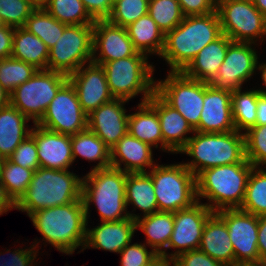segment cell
<instances>
[{"mask_svg": "<svg viewBox=\"0 0 266 266\" xmlns=\"http://www.w3.org/2000/svg\"><path fill=\"white\" fill-rule=\"evenodd\" d=\"M222 35L217 12L184 16L182 22L165 34L164 48L159 56L171 68L182 72L207 44Z\"/></svg>", "mask_w": 266, "mask_h": 266, "instance_id": "cell-1", "label": "cell"}, {"mask_svg": "<svg viewBox=\"0 0 266 266\" xmlns=\"http://www.w3.org/2000/svg\"><path fill=\"white\" fill-rule=\"evenodd\" d=\"M82 181V200L84 202L86 221L90 217V205L97 208L101 221H122L126 218L133 220L141 217L127 211L126 178L127 173L115 167L90 170Z\"/></svg>", "mask_w": 266, "mask_h": 266, "instance_id": "cell-2", "label": "cell"}, {"mask_svg": "<svg viewBox=\"0 0 266 266\" xmlns=\"http://www.w3.org/2000/svg\"><path fill=\"white\" fill-rule=\"evenodd\" d=\"M29 218L43 236L42 241L45 244H51L66 255H72L79 246H82L83 252L87 221L82 199L62 206L40 209Z\"/></svg>", "mask_w": 266, "mask_h": 266, "instance_id": "cell-3", "label": "cell"}, {"mask_svg": "<svg viewBox=\"0 0 266 266\" xmlns=\"http://www.w3.org/2000/svg\"><path fill=\"white\" fill-rule=\"evenodd\" d=\"M254 166L245 158L240 163L203 170L196 177L197 199L213 212L240 208L245 198L247 182Z\"/></svg>", "mask_w": 266, "mask_h": 266, "instance_id": "cell-4", "label": "cell"}, {"mask_svg": "<svg viewBox=\"0 0 266 266\" xmlns=\"http://www.w3.org/2000/svg\"><path fill=\"white\" fill-rule=\"evenodd\" d=\"M82 181L69 170L39 167L34 171L25 194L16 203V210L28 216L45 208L62 206L82 199Z\"/></svg>", "mask_w": 266, "mask_h": 266, "instance_id": "cell-5", "label": "cell"}, {"mask_svg": "<svg viewBox=\"0 0 266 266\" xmlns=\"http://www.w3.org/2000/svg\"><path fill=\"white\" fill-rule=\"evenodd\" d=\"M192 159L183 164L197 177L203 170L240 163L245 159L244 133H203L194 131L178 152Z\"/></svg>", "mask_w": 266, "mask_h": 266, "instance_id": "cell-6", "label": "cell"}, {"mask_svg": "<svg viewBox=\"0 0 266 266\" xmlns=\"http://www.w3.org/2000/svg\"><path fill=\"white\" fill-rule=\"evenodd\" d=\"M148 56L138 52L136 55L102 64L109 90L115 99L130 101L138 94L143 95L141 103L154 93V65L148 63Z\"/></svg>", "mask_w": 266, "mask_h": 266, "instance_id": "cell-7", "label": "cell"}, {"mask_svg": "<svg viewBox=\"0 0 266 266\" xmlns=\"http://www.w3.org/2000/svg\"><path fill=\"white\" fill-rule=\"evenodd\" d=\"M148 171L158 211L174 213L198 202L196 176L183 163L156 164Z\"/></svg>", "mask_w": 266, "mask_h": 266, "instance_id": "cell-8", "label": "cell"}, {"mask_svg": "<svg viewBox=\"0 0 266 266\" xmlns=\"http://www.w3.org/2000/svg\"><path fill=\"white\" fill-rule=\"evenodd\" d=\"M68 81L64 73L37 70L26 82L10 93V104L37 124L44 116L51 100Z\"/></svg>", "mask_w": 266, "mask_h": 266, "instance_id": "cell-9", "label": "cell"}, {"mask_svg": "<svg viewBox=\"0 0 266 266\" xmlns=\"http://www.w3.org/2000/svg\"><path fill=\"white\" fill-rule=\"evenodd\" d=\"M222 34L233 42H263L266 38V17L252 1L223 0L216 5Z\"/></svg>", "mask_w": 266, "mask_h": 266, "instance_id": "cell-10", "label": "cell"}, {"mask_svg": "<svg viewBox=\"0 0 266 266\" xmlns=\"http://www.w3.org/2000/svg\"><path fill=\"white\" fill-rule=\"evenodd\" d=\"M93 24L68 25L56 44L49 49L47 70L69 76L92 62Z\"/></svg>", "mask_w": 266, "mask_h": 266, "instance_id": "cell-11", "label": "cell"}, {"mask_svg": "<svg viewBox=\"0 0 266 266\" xmlns=\"http://www.w3.org/2000/svg\"><path fill=\"white\" fill-rule=\"evenodd\" d=\"M155 92L176 109L194 131L199 132L204 82L189 78L183 72L168 71L166 79L156 81Z\"/></svg>", "mask_w": 266, "mask_h": 266, "instance_id": "cell-12", "label": "cell"}, {"mask_svg": "<svg viewBox=\"0 0 266 266\" xmlns=\"http://www.w3.org/2000/svg\"><path fill=\"white\" fill-rule=\"evenodd\" d=\"M87 116L81 108L75 88L68 80L51 100L37 125L72 136L87 129Z\"/></svg>", "mask_w": 266, "mask_h": 266, "instance_id": "cell-13", "label": "cell"}, {"mask_svg": "<svg viewBox=\"0 0 266 266\" xmlns=\"http://www.w3.org/2000/svg\"><path fill=\"white\" fill-rule=\"evenodd\" d=\"M225 222L234 250L235 264L262 266L258 251V216L240 208L216 212Z\"/></svg>", "mask_w": 266, "mask_h": 266, "instance_id": "cell-14", "label": "cell"}, {"mask_svg": "<svg viewBox=\"0 0 266 266\" xmlns=\"http://www.w3.org/2000/svg\"><path fill=\"white\" fill-rule=\"evenodd\" d=\"M258 44L232 42L216 76L209 82L215 89L230 93L242 89L257 70L259 59L254 46Z\"/></svg>", "mask_w": 266, "mask_h": 266, "instance_id": "cell-15", "label": "cell"}, {"mask_svg": "<svg viewBox=\"0 0 266 266\" xmlns=\"http://www.w3.org/2000/svg\"><path fill=\"white\" fill-rule=\"evenodd\" d=\"M212 213L201 200L187 209L174 212V229L167 250H176L166 253V257L173 260L184 252L199 249L204 226Z\"/></svg>", "mask_w": 266, "mask_h": 266, "instance_id": "cell-16", "label": "cell"}, {"mask_svg": "<svg viewBox=\"0 0 266 266\" xmlns=\"http://www.w3.org/2000/svg\"><path fill=\"white\" fill-rule=\"evenodd\" d=\"M138 51L128 36L126 27L117 26L107 19L95 20L93 24L92 62H106L136 55Z\"/></svg>", "mask_w": 266, "mask_h": 266, "instance_id": "cell-17", "label": "cell"}, {"mask_svg": "<svg viewBox=\"0 0 266 266\" xmlns=\"http://www.w3.org/2000/svg\"><path fill=\"white\" fill-rule=\"evenodd\" d=\"M76 90L83 111L89 115L102 104L114 99L101 65L89 62L68 76Z\"/></svg>", "mask_w": 266, "mask_h": 266, "instance_id": "cell-18", "label": "cell"}, {"mask_svg": "<svg viewBox=\"0 0 266 266\" xmlns=\"http://www.w3.org/2000/svg\"><path fill=\"white\" fill-rule=\"evenodd\" d=\"M124 99L102 104L87 116V128L111 148L128 132V117Z\"/></svg>", "mask_w": 266, "mask_h": 266, "instance_id": "cell-19", "label": "cell"}, {"mask_svg": "<svg viewBox=\"0 0 266 266\" xmlns=\"http://www.w3.org/2000/svg\"><path fill=\"white\" fill-rule=\"evenodd\" d=\"M33 126L30 135L36 142L40 167L69 170L70 165L74 163L71 136L45 129L37 124Z\"/></svg>", "mask_w": 266, "mask_h": 266, "instance_id": "cell-20", "label": "cell"}, {"mask_svg": "<svg viewBox=\"0 0 266 266\" xmlns=\"http://www.w3.org/2000/svg\"><path fill=\"white\" fill-rule=\"evenodd\" d=\"M232 93L217 90L204 82V101L199 121V132L224 133L235 130L231 108Z\"/></svg>", "mask_w": 266, "mask_h": 266, "instance_id": "cell-21", "label": "cell"}, {"mask_svg": "<svg viewBox=\"0 0 266 266\" xmlns=\"http://www.w3.org/2000/svg\"><path fill=\"white\" fill-rule=\"evenodd\" d=\"M158 114L163 136V152L177 154L187 143L194 130L187 120L168 105L156 92L147 100Z\"/></svg>", "mask_w": 266, "mask_h": 266, "instance_id": "cell-22", "label": "cell"}, {"mask_svg": "<svg viewBox=\"0 0 266 266\" xmlns=\"http://www.w3.org/2000/svg\"><path fill=\"white\" fill-rule=\"evenodd\" d=\"M101 224L86 230L84 249H102L119 253L131 243L136 229V220L126 218L122 221H101Z\"/></svg>", "mask_w": 266, "mask_h": 266, "instance_id": "cell-23", "label": "cell"}, {"mask_svg": "<svg viewBox=\"0 0 266 266\" xmlns=\"http://www.w3.org/2000/svg\"><path fill=\"white\" fill-rule=\"evenodd\" d=\"M152 148L127 132L110 150L111 166L126 173H147L146 167L156 165Z\"/></svg>", "mask_w": 266, "mask_h": 266, "instance_id": "cell-24", "label": "cell"}, {"mask_svg": "<svg viewBox=\"0 0 266 266\" xmlns=\"http://www.w3.org/2000/svg\"><path fill=\"white\" fill-rule=\"evenodd\" d=\"M199 249L224 266L235 264L234 250L224 220L213 212L203 229Z\"/></svg>", "mask_w": 266, "mask_h": 266, "instance_id": "cell-25", "label": "cell"}, {"mask_svg": "<svg viewBox=\"0 0 266 266\" xmlns=\"http://www.w3.org/2000/svg\"><path fill=\"white\" fill-rule=\"evenodd\" d=\"M232 42L227 35L222 34L199 51L182 72L189 78L209 83L216 76Z\"/></svg>", "mask_w": 266, "mask_h": 266, "instance_id": "cell-26", "label": "cell"}, {"mask_svg": "<svg viewBox=\"0 0 266 266\" xmlns=\"http://www.w3.org/2000/svg\"><path fill=\"white\" fill-rule=\"evenodd\" d=\"M30 122L21 111L9 104L0 110V155L8 159L16 147L31 134Z\"/></svg>", "mask_w": 266, "mask_h": 266, "instance_id": "cell-27", "label": "cell"}, {"mask_svg": "<svg viewBox=\"0 0 266 266\" xmlns=\"http://www.w3.org/2000/svg\"><path fill=\"white\" fill-rule=\"evenodd\" d=\"M136 229L147 237L145 244L150 246L157 255L166 257L167 246L174 229L173 212H155L136 219Z\"/></svg>", "mask_w": 266, "mask_h": 266, "instance_id": "cell-28", "label": "cell"}, {"mask_svg": "<svg viewBox=\"0 0 266 266\" xmlns=\"http://www.w3.org/2000/svg\"><path fill=\"white\" fill-rule=\"evenodd\" d=\"M136 108L138 111L128 117V133L156 149L160 143V150L163 151V136L157 112L147 101L140 102Z\"/></svg>", "mask_w": 266, "mask_h": 266, "instance_id": "cell-29", "label": "cell"}, {"mask_svg": "<svg viewBox=\"0 0 266 266\" xmlns=\"http://www.w3.org/2000/svg\"><path fill=\"white\" fill-rule=\"evenodd\" d=\"M126 29L138 52L148 57L153 54L161 55L165 43V34L158 28L149 14L129 24Z\"/></svg>", "mask_w": 266, "mask_h": 266, "instance_id": "cell-30", "label": "cell"}, {"mask_svg": "<svg viewBox=\"0 0 266 266\" xmlns=\"http://www.w3.org/2000/svg\"><path fill=\"white\" fill-rule=\"evenodd\" d=\"M11 57L33 65L38 70H46L49 49L40 38L24 27H18L14 31Z\"/></svg>", "mask_w": 266, "mask_h": 266, "instance_id": "cell-31", "label": "cell"}, {"mask_svg": "<svg viewBox=\"0 0 266 266\" xmlns=\"http://www.w3.org/2000/svg\"><path fill=\"white\" fill-rule=\"evenodd\" d=\"M125 196L127 208L130 204L134 206L132 212L135 208L142 211V216L158 212L154 185L148 173H127Z\"/></svg>", "mask_w": 266, "mask_h": 266, "instance_id": "cell-32", "label": "cell"}, {"mask_svg": "<svg viewBox=\"0 0 266 266\" xmlns=\"http://www.w3.org/2000/svg\"><path fill=\"white\" fill-rule=\"evenodd\" d=\"M71 146L74 161L78 156L89 162L99 161L97 165L91 168V170L111 166L110 149L90 129L87 128L75 135H72Z\"/></svg>", "mask_w": 266, "mask_h": 266, "instance_id": "cell-33", "label": "cell"}, {"mask_svg": "<svg viewBox=\"0 0 266 266\" xmlns=\"http://www.w3.org/2000/svg\"><path fill=\"white\" fill-rule=\"evenodd\" d=\"M257 89H238L231 95L232 119L236 131L245 132L256 123ZM244 130V131H243Z\"/></svg>", "mask_w": 266, "mask_h": 266, "instance_id": "cell-34", "label": "cell"}, {"mask_svg": "<svg viewBox=\"0 0 266 266\" xmlns=\"http://www.w3.org/2000/svg\"><path fill=\"white\" fill-rule=\"evenodd\" d=\"M68 25L52 17L45 8H35L24 28L40 38L48 49L52 48Z\"/></svg>", "mask_w": 266, "mask_h": 266, "instance_id": "cell-35", "label": "cell"}, {"mask_svg": "<svg viewBox=\"0 0 266 266\" xmlns=\"http://www.w3.org/2000/svg\"><path fill=\"white\" fill-rule=\"evenodd\" d=\"M256 216H266V168L253 167L247 182L245 198L240 207Z\"/></svg>", "mask_w": 266, "mask_h": 266, "instance_id": "cell-36", "label": "cell"}, {"mask_svg": "<svg viewBox=\"0 0 266 266\" xmlns=\"http://www.w3.org/2000/svg\"><path fill=\"white\" fill-rule=\"evenodd\" d=\"M33 174L32 169L19 166L9 159L4 160L0 170V183L15 204L25 194Z\"/></svg>", "mask_w": 266, "mask_h": 266, "instance_id": "cell-37", "label": "cell"}, {"mask_svg": "<svg viewBox=\"0 0 266 266\" xmlns=\"http://www.w3.org/2000/svg\"><path fill=\"white\" fill-rule=\"evenodd\" d=\"M47 12L66 25L94 24L81 0H50L44 7Z\"/></svg>", "mask_w": 266, "mask_h": 266, "instance_id": "cell-38", "label": "cell"}, {"mask_svg": "<svg viewBox=\"0 0 266 266\" xmlns=\"http://www.w3.org/2000/svg\"><path fill=\"white\" fill-rule=\"evenodd\" d=\"M148 14L164 34L172 31L184 18L178 0H149Z\"/></svg>", "mask_w": 266, "mask_h": 266, "instance_id": "cell-39", "label": "cell"}, {"mask_svg": "<svg viewBox=\"0 0 266 266\" xmlns=\"http://www.w3.org/2000/svg\"><path fill=\"white\" fill-rule=\"evenodd\" d=\"M38 69L13 57L0 59V85L9 93L29 80Z\"/></svg>", "mask_w": 266, "mask_h": 266, "instance_id": "cell-40", "label": "cell"}, {"mask_svg": "<svg viewBox=\"0 0 266 266\" xmlns=\"http://www.w3.org/2000/svg\"><path fill=\"white\" fill-rule=\"evenodd\" d=\"M149 0H114L107 20L117 26L127 27L148 14Z\"/></svg>", "mask_w": 266, "mask_h": 266, "instance_id": "cell-41", "label": "cell"}, {"mask_svg": "<svg viewBox=\"0 0 266 266\" xmlns=\"http://www.w3.org/2000/svg\"><path fill=\"white\" fill-rule=\"evenodd\" d=\"M244 133L245 158L254 167L266 166V125L252 126ZM265 165V166H264Z\"/></svg>", "mask_w": 266, "mask_h": 266, "instance_id": "cell-42", "label": "cell"}, {"mask_svg": "<svg viewBox=\"0 0 266 266\" xmlns=\"http://www.w3.org/2000/svg\"><path fill=\"white\" fill-rule=\"evenodd\" d=\"M35 7L28 0H0V16L4 24L24 27Z\"/></svg>", "mask_w": 266, "mask_h": 266, "instance_id": "cell-43", "label": "cell"}, {"mask_svg": "<svg viewBox=\"0 0 266 266\" xmlns=\"http://www.w3.org/2000/svg\"><path fill=\"white\" fill-rule=\"evenodd\" d=\"M121 266H147L158 255L144 243H129L119 252Z\"/></svg>", "mask_w": 266, "mask_h": 266, "instance_id": "cell-44", "label": "cell"}, {"mask_svg": "<svg viewBox=\"0 0 266 266\" xmlns=\"http://www.w3.org/2000/svg\"><path fill=\"white\" fill-rule=\"evenodd\" d=\"M8 159L24 168L37 170L40 164L35 139L29 135L16 147Z\"/></svg>", "mask_w": 266, "mask_h": 266, "instance_id": "cell-45", "label": "cell"}, {"mask_svg": "<svg viewBox=\"0 0 266 266\" xmlns=\"http://www.w3.org/2000/svg\"><path fill=\"white\" fill-rule=\"evenodd\" d=\"M34 242L27 249H26V247L24 249L19 248L18 250L15 249L13 252L10 249L9 250L7 249L4 254H2V252H0V266H35V265L37 266V264H36L37 262H34V261H36L35 259H36L37 253L39 252V248H38L39 244L38 243H40V239L38 242H37V240ZM35 249H37V250H35ZM5 254L7 256L8 255H10V256L5 258L4 257Z\"/></svg>", "mask_w": 266, "mask_h": 266, "instance_id": "cell-46", "label": "cell"}, {"mask_svg": "<svg viewBox=\"0 0 266 266\" xmlns=\"http://www.w3.org/2000/svg\"><path fill=\"white\" fill-rule=\"evenodd\" d=\"M174 266H224L200 249L184 252L173 259Z\"/></svg>", "mask_w": 266, "mask_h": 266, "instance_id": "cell-47", "label": "cell"}, {"mask_svg": "<svg viewBox=\"0 0 266 266\" xmlns=\"http://www.w3.org/2000/svg\"><path fill=\"white\" fill-rule=\"evenodd\" d=\"M184 16L205 15L216 11L212 0H178Z\"/></svg>", "mask_w": 266, "mask_h": 266, "instance_id": "cell-48", "label": "cell"}, {"mask_svg": "<svg viewBox=\"0 0 266 266\" xmlns=\"http://www.w3.org/2000/svg\"><path fill=\"white\" fill-rule=\"evenodd\" d=\"M85 9L94 20L107 19L113 8L114 0H81Z\"/></svg>", "mask_w": 266, "mask_h": 266, "instance_id": "cell-49", "label": "cell"}, {"mask_svg": "<svg viewBox=\"0 0 266 266\" xmlns=\"http://www.w3.org/2000/svg\"><path fill=\"white\" fill-rule=\"evenodd\" d=\"M14 31L15 28L11 26L0 27V59L11 57Z\"/></svg>", "mask_w": 266, "mask_h": 266, "instance_id": "cell-50", "label": "cell"}, {"mask_svg": "<svg viewBox=\"0 0 266 266\" xmlns=\"http://www.w3.org/2000/svg\"><path fill=\"white\" fill-rule=\"evenodd\" d=\"M258 251L260 260L266 264V216L258 217Z\"/></svg>", "mask_w": 266, "mask_h": 266, "instance_id": "cell-51", "label": "cell"}, {"mask_svg": "<svg viewBox=\"0 0 266 266\" xmlns=\"http://www.w3.org/2000/svg\"><path fill=\"white\" fill-rule=\"evenodd\" d=\"M266 125V95L259 94L257 99L256 123L254 126Z\"/></svg>", "mask_w": 266, "mask_h": 266, "instance_id": "cell-52", "label": "cell"}, {"mask_svg": "<svg viewBox=\"0 0 266 266\" xmlns=\"http://www.w3.org/2000/svg\"><path fill=\"white\" fill-rule=\"evenodd\" d=\"M12 209H16V204L8 196L5 188L0 183V216Z\"/></svg>", "mask_w": 266, "mask_h": 266, "instance_id": "cell-53", "label": "cell"}, {"mask_svg": "<svg viewBox=\"0 0 266 266\" xmlns=\"http://www.w3.org/2000/svg\"><path fill=\"white\" fill-rule=\"evenodd\" d=\"M147 266H174V263H173V260L165 256L158 255Z\"/></svg>", "mask_w": 266, "mask_h": 266, "instance_id": "cell-54", "label": "cell"}, {"mask_svg": "<svg viewBox=\"0 0 266 266\" xmlns=\"http://www.w3.org/2000/svg\"><path fill=\"white\" fill-rule=\"evenodd\" d=\"M10 104V93L0 85V110Z\"/></svg>", "mask_w": 266, "mask_h": 266, "instance_id": "cell-55", "label": "cell"}, {"mask_svg": "<svg viewBox=\"0 0 266 266\" xmlns=\"http://www.w3.org/2000/svg\"><path fill=\"white\" fill-rule=\"evenodd\" d=\"M257 70L260 71L263 85H265L266 87V63L260 64L259 61H257ZM257 90L260 92V94L266 95V90L261 88L260 89L258 88Z\"/></svg>", "mask_w": 266, "mask_h": 266, "instance_id": "cell-56", "label": "cell"}, {"mask_svg": "<svg viewBox=\"0 0 266 266\" xmlns=\"http://www.w3.org/2000/svg\"><path fill=\"white\" fill-rule=\"evenodd\" d=\"M255 7L266 17V0H253Z\"/></svg>", "mask_w": 266, "mask_h": 266, "instance_id": "cell-57", "label": "cell"}, {"mask_svg": "<svg viewBox=\"0 0 266 266\" xmlns=\"http://www.w3.org/2000/svg\"><path fill=\"white\" fill-rule=\"evenodd\" d=\"M35 8H44L50 0H28Z\"/></svg>", "mask_w": 266, "mask_h": 266, "instance_id": "cell-58", "label": "cell"}, {"mask_svg": "<svg viewBox=\"0 0 266 266\" xmlns=\"http://www.w3.org/2000/svg\"><path fill=\"white\" fill-rule=\"evenodd\" d=\"M230 266H259V265H254V264H234Z\"/></svg>", "mask_w": 266, "mask_h": 266, "instance_id": "cell-59", "label": "cell"}, {"mask_svg": "<svg viewBox=\"0 0 266 266\" xmlns=\"http://www.w3.org/2000/svg\"><path fill=\"white\" fill-rule=\"evenodd\" d=\"M4 158L0 155V170L2 168L3 162H4Z\"/></svg>", "mask_w": 266, "mask_h": 266, "instance_id": "cell-60", "label": "cell"}, {"mask_svg": "<svg viewBox=\"0 0 266 266\" xmlns=\"http://www.w3.org/2000/svg\"><path fill=\"white\" fill-rule=\"evenodd\" d=\"M3 26H5V24H4V22H3V20L1 19V16H0V27H3Z\"/></svg>", "mask_w": 266, "mask_h": 266, "instance_id": "cell-61", "label": "cell"}, {"mask_svg": "<svg viewBox=\"0 0 266 266\" xmlns=\"http://www.w3.org/2000/svg\"><path fill=\"white\" fill-rule=\"evenodd\" d=\"M213 1V3L215 4V5H217L219 2H221V1H223V0H212Z\"/></svg>", "mask_w": 266, "mask_h": 266, "instance_id": "cell-62", "label": "cell"}]
</instances>
